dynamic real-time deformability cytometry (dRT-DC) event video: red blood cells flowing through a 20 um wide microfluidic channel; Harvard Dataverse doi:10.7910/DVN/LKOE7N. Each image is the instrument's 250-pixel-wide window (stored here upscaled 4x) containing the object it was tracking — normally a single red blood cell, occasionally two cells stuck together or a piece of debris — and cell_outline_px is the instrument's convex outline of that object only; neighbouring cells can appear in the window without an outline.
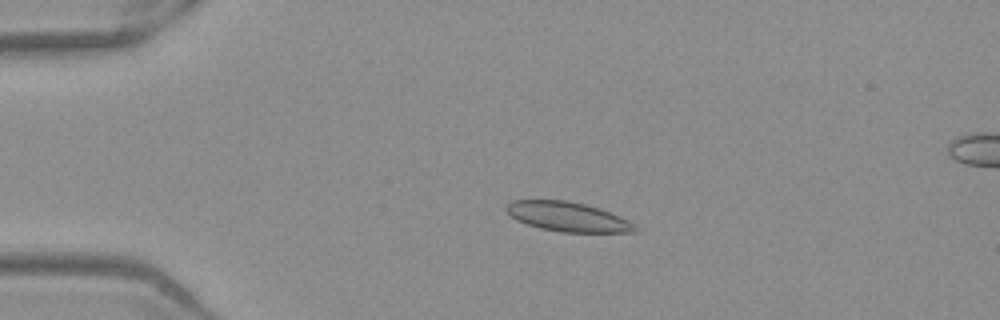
{"species": "Egyptian fruit bat (a non-hibernating species)", "species_latin": "Rousettus aegyptiacus", "temperature_condition": "warm", "stored_images_in_passage": 52, "camera_frame_rate_fps": 3000, "um_per_image_px": 0.085, "frame": {"image": 1, "passage_image": 12, "time_ms": 3.667, "image_size_px": [1000, 320], "cell_outline_px": [[640, 232], [560, 232], [540, 228], [516, 220], [504, 208], [504, 204], [512, 200], [568, 200], [584, 204], [620, 216], [636, 224], [640, 228]], "centroid_in_image_um": [48.26, 18.43], "position_along_channel_um": 36.7, "area_um2": 22.2}}
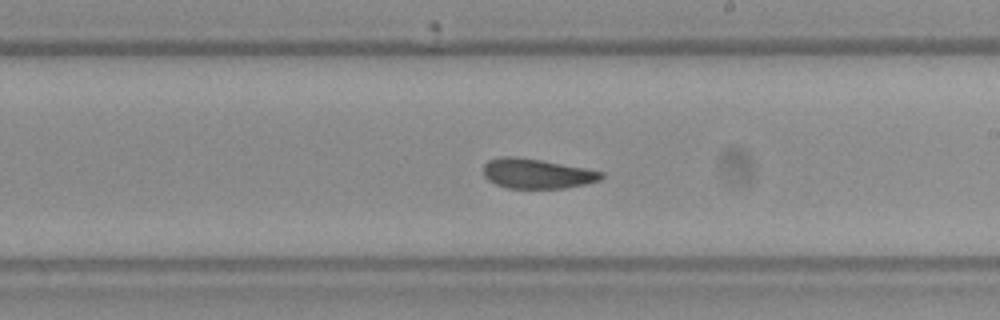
{"frame": {"image": 2, "passage_image": 31, "time_ms": 10.0, "image_size_px": [1000, 320], "cell_outline_px": [[604, 176], [600, 180], [584, 184], [564, 188], [508, 188], [496, 184], [488, 180], [484, 176], [484, 164], [488, 160], [500, 156], [516, 156], [540, 160], [584, 168], [604, 172]], "centroid_in_image_um": [45.61, 14.75], "position_along_channel_um": 243.4, "area_um2": 20.4}}
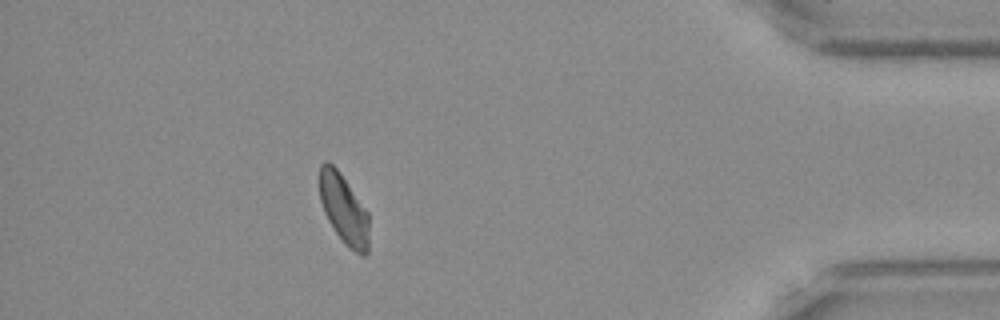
{"frame": {"image": 3, "passage_image": 47, "time_ms": 15.333, "image_size_px": [1000, 320], "cell_outline_px": [[368, 252], [364, 256], [360, 256], [348, 248], [344, 244], [328, 220], [324, 212], [320, 200], [320, 164], [324, 160], [328, 160], [340, 172], [368, 212]], "centroid_in_image_um": [29.22, 17.79], "position_along_channel_um": 406.0, "area_um2": 20.17}, "authors_computed_cell_mechanics": {"area_um2": 21.386, "velocity_mm_per_s": 3.9073, "shape_relaxation_time_tau1_ms": 4.2884, "shape_relaxation_time_tau2_ms": 1.6016, "deformation_change_tau1": 0.1391, "deformation_change_tau2": 0.0846}}